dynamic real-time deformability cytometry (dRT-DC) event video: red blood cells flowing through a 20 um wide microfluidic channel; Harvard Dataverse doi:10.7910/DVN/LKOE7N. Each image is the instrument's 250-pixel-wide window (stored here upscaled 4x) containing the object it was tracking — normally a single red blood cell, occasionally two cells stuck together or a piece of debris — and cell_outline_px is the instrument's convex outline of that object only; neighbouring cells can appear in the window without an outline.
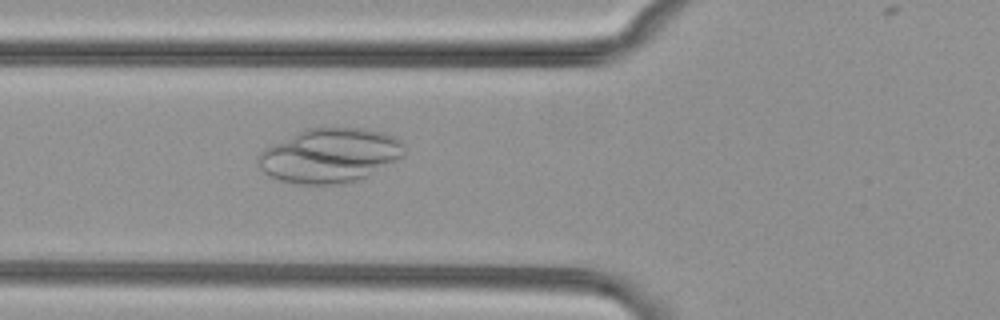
{"species": "common noctule bat (a hibernating species)", "species_latin": "Nyctalus noctula", "temperature_condition": "cold", "stored_images_in_passage": 47, "camera_frame_rate_fps": 3000, "um_per_image_px": 0.085, "animal": {"sex": "female", "body_mass_g": 29.2, "forearm_length_mm": 56.3}, "frame": {"image": 1, "passage_image": 14, "time_ms": 4.333, "image_size_px": [1000, 320], "cell_outline_px": [[404, 156], [368, 176], [360, 180], [344, 184], [296, 184], [280, 180], [264, 172], [256, 164], [256, 156], [264, 148], [272, 144], [308, 128], [364, 128], [384, 132], [400, 140], [404, 144]], "centroid_in_image_um": [28.03, 13.23], "position_along_channel_um": 97.8, "area_um2": 46.41}}